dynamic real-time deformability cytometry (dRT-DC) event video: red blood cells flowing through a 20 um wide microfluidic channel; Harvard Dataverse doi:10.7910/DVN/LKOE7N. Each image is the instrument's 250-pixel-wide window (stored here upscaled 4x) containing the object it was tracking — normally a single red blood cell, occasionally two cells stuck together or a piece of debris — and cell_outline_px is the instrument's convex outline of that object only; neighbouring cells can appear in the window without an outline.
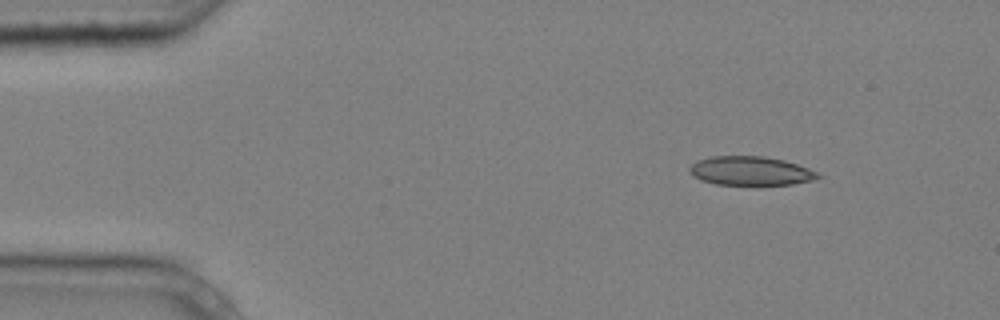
{"species": "common noctule bat (a hibernating species)", "species_latin": "Nyctalus noctula", "temperature_condition": "cold", "stored_images_in_passage": 6, "camera_frame_rate_fps": 3000, "um_per_image_px": 0.085, "animal": {"sex": "male", "body_mass_g": 20.4}, "frame": {"image": 1, "passage_image": 1, "time_ms": 0.0, "image_size_px": [1000, 320], "cell_outline_px": [[824, 176], [816, 180], [792, 184], [756, 188], [716, 184], [700, 180], [692, 176], [688, 172], [688, 168], [696, 160], [712, 156], [764, 156], [784, 160], [808, 168]], "centroid_in_image_um": [63.8, 14.58], "position_along_channel_um": 21.2, "area_um2": 22.83}}
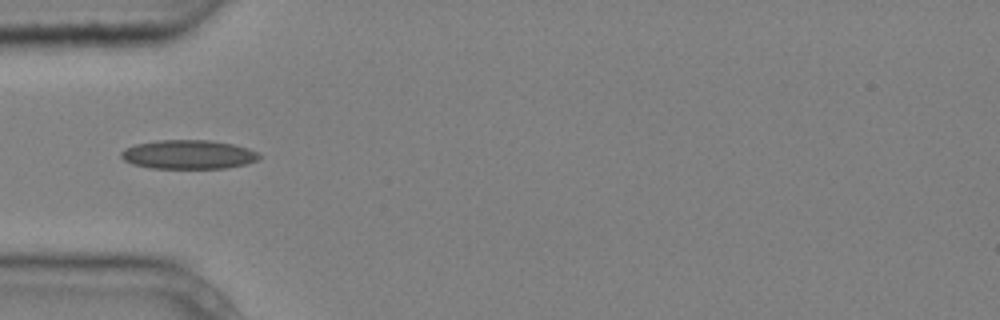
{"frame": {"image": 2, "passage_image": 4, "time_ms": 1.0, "image_size_px": [1000, 320], "cell_outline_px": [[260, 156], [256, 160], [248, 164], [224, 168], [152, 168], [132, 164], [124, 160], [120, 156], [120, 152], [124, 148], [136, 144], [156, 140], [208, 140], [232, 144], [248, 148], [256, 152]], "centroid_in_image_um": [15.97, 13.13], "position_along_channel_um": 69.0, "area_um2": 23.29}}
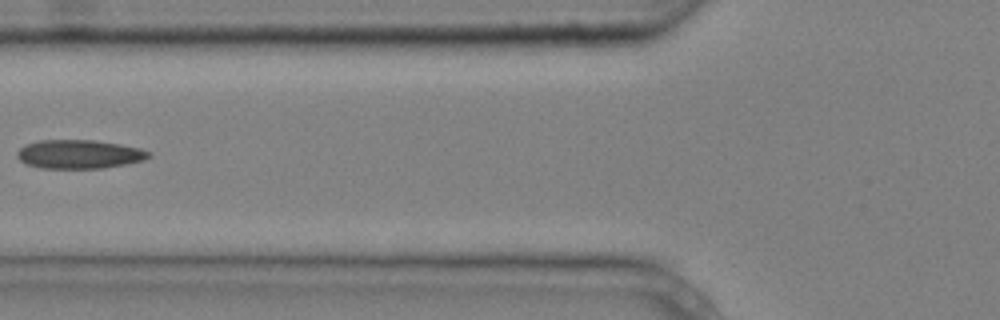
{"frame": {"image": 3, "passage_image": 5, "time_ms": 1.333, "image_size_px": [1000, 320], "cell_outline_px": [[152, 156], [144, 160], [104, 168], [40, 168], [24, 164], [16, 156], [16, 152], [24, 144], [40, 140], [92, 140], [120, 144], [140, 148], [152, 152]], "centroid_in_image_um": [6.71, 13.11], "position_along_channel_um": 119.1, "area_um2": 22.25}}